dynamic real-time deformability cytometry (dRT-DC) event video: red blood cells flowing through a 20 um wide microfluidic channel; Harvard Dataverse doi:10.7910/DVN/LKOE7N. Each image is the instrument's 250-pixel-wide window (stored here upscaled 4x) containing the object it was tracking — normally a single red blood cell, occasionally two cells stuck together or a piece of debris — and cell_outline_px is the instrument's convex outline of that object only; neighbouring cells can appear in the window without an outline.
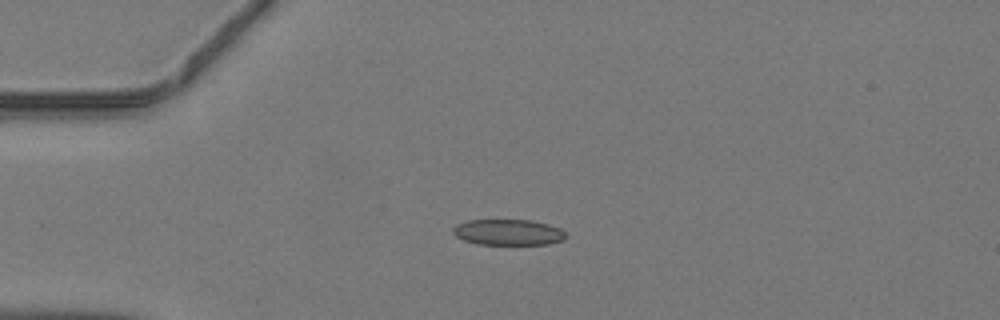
{"species": "common noctule bat (a hibernating species)", "species_latin": "Nyctalus noctula", "temperature_condition": "warm", "stored_images_in_passage": 36, "camera_frame_rate_fps": 3000, "um_per_image_px": 0.085, "animal": {"sex": "male", "body_mass_g": 19.2, "forearm_length_mm": 51.8}, "frame": {"image": 1, "passage_image": 1, "time_ms": 0.0, "image_size_px": [1000, 320], "cell_outline_px": [[568, 236], [564, 240], [548, 244], [476, 244], [464, 240], [456, 236], [452, 232], [452, 228], [456, 224], [468, 220], [532, 220], [548, 224], [560, 228]], "centroid_in_image_um": [43.2, 19.74], "position_along_channel_um": 41.8, "area_um2": 17.11}}
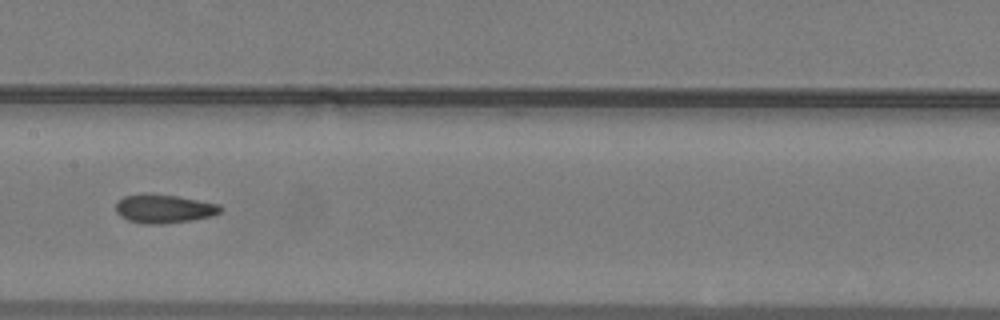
{"frame": {"image": 2, "passage_image": 13, "time_ms": 4.0, "image_size_px": [1000, 320], "cell_outline_px": [[224, 208], [220, 212], [212, 216], [192, 220], [164, 224], [144, 224], [128, 220], [120, 216], [116, 212], [116, 204], [124, 196], [176, 196], [220, 204]], "centroid_in_image_um": [14.0, 17.79], "position_along_channel_um": 193.4, "area_um2": 16.94}}
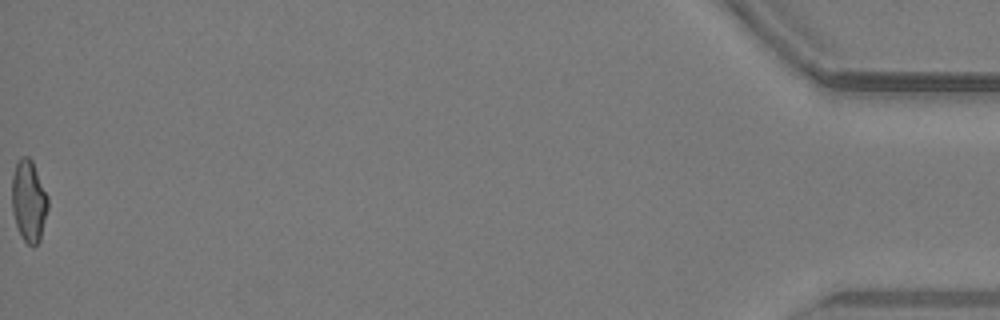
{"frame": {"image": 3, "passage_image": 36, "time_ms": 11.667, "image_size_px": [1000, 320], "cell_outline_px": [[48, 208], [40, 240], [32, 248], [20, 236], [12, 212], [12, 176], [16, 164], [20, 156], [28, 156], [32, 160], [48, 196]], "centroid_in_image_um": [2.44, 17.09], "position_along_channel_um": 432.8, "area_um2": 17.28}}